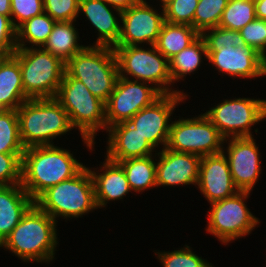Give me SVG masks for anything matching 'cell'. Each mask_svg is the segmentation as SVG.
<instances>
[{"instance_id": "obj_1", "label": "cell", "mask_w": 266, "mask_h": 267, "mask_svg": "<svg viewBox=\"0 0 266 267\" xmlns=\"http://www.w3.org/2000/svg\"><path fill=\"white\" fill-rule=\"evenodd\" d=\"M57 224L34 203L0 244V249L9 251L24 264L53 263L60 240Z\"/></svg>"}, {"instance_id": "obj_2", "label": "cell", "mask_w": 266, "mask_h": 267, "mask_svg": "<svg viewBox=\"0 0 266 267\" xmlns=\"http://www.w3.org/2000/svg\"><path fill=\"white\" fill-rule=\"evenodd\" d=\"M79 161L73 151L57 144L25 148L21 186L35 201L49 187L74 177L85 166Z\"/></svg>"}, {"instance_id": "obj_3", "label": "cell", "mask_w": 266, "mask_h": 267, "mask_svg": "<svg viewBox=\"0 0 266 267\" xmlns=\"http://www.w3.org/2000/svg\"><path fill=\"white\" fill-rule=\"evenodd\" d=\"M55 99L68 113L70 123L78 130L90 152L95 151L97 133L107 132L105 103L95 97L78 79L66 71Z\"/></svg>"}, {"instance_id": "obj_4", "label": "cell", "mask_w": 266, "mask_h": 267, "mask_svg": "<svg viewBox=\"0 0 266 267\" xmlns=\"http://www.w3.org/2000/svg\"><path fill=\"white\" fill-rule=\"evenodd\" d=\"M20 139L25 148L54 145L75 130L68 113L55 98L28 99L17 108Z\"/></svg>"}, {"instance_id": "obj_5", "label": "cell", "mask_w": 266, "mask_h": 267, "mask_svg": "<svg viewBox=\"0 0 266 267\" xmlns=\"http://www.w3.org/2000/svg\"><path fill=\"white\" fill-rule=\"evenodd\" d=\"M34 203L57 223L60 218L65 222L73 218L78 220L97 210L88 166L85 165L74 177L49 187Z\"/></svg>"}, {"instance_id": "obj_6", "label": "cell", "mask_w": 266, "mask_h": 267, "mask_svg": "<svg viewBox=\"0 0 266 267\" xmlns=\"http://www.w3.org/2000/svg\"><path fill=\"white\" fill-rule=\"evenodd\" d=\"M113 49L120 77L149 83L162 94H186L190 98L184 90L174 88L169 60L155 45L114 46Z\"/></svg>"}, {"instance_id": "obj_7", "label": "cell", "mask_w": 266, "mask_h": 267, "mask_svg": "<svg viewBox=\"0 0 266 267\" xmlns=\"http://www.w3.org/2000/svg\"><path fill=\"white\" fill-rule=\"evenodd\" d=\"M90 44L66 63V72L106 104L119 77L116 56L113 47Z\"/></svg>"}, {"instance_id": "obj_8", "label": "cell", "mask_w": 266, "mask_h": 267, "mask_svg": "<svg viewBox=\"0 0 266 267\" xmlns=\"http://www.w3.org/2000/svg\"><path fill=\"white\" fill-rule=\"evenodd\" d=\"M13 55L20 64L22 85L28 99L55 98L66 64L42 47L17 48Z\"/></svg>"}, {"instance_id": "obj_9", "label": "cell", "mask_w": 266, "mask_h": 267, "mask_svg": "<svg viewBox=\"0 0 266 267\" xmlns=\"http://www.w3.org/2000/svg\"><path fill=\"white\" fill-rule=\"evenodd\" d=\"M251 191H238L235 195L209 204L205 231L223 245L231 244L250 235L261 221L247 207Z\"/></svg>"}, {"instance_id": "obj_10", "label": "cell", "mask_w": 266, "mask_h": 267, "mask_svg": "<svg viewBox=\"0 0 266 267\" xmlns=\"http://www.w3.org/2000/svg\"><path fill=\"white\" fill-rule=\"evenodd\" d=\"M220 134L231 137H253V126L266 121V99L238 97L224 99L204 113Z\"/></svg>"}, {"instance_id": "obj_11", "label": "cell", "mask_w": 266, "mask_h": 267, "mask_svg": "<svg viewBox=\"0 0 266 267\" xmlns=\"http://www.w3.org/2000/svg\"><path fill=\"white\" fill-rule=\"evenodd\" d=\"M171 122L166 148L200 157L221 153L225 138L201 112L198 116L180 117Z\"/></svg>"}, {"instance_id": "obj_12", "label": "cell", "mask_w": 266, "mask_h": 267, "mask_svg": "<svg viewBox=\"0 0 266 267\" xmlns=\"http://www.w3.org/2000/svg\"><path fill=\"white\" fill-rule=\"evenodd\" d=\"M189 99L186 94H163L153 104L137 112L128 123L156 149L166 147L176 107ZM160 147V148H159Z\"/></svg>"}, {"instance_id": "obj_13", "label": "cell", "mask_w": 266, "mask_h": 267, "mask_svg": "<svg viewBox=\"0 0 266 267\" xmlns=\"http://www.w3.org/2000/svg\"><path fill=\"white\" fill-rule=\"evenodd\" d=\"M163 94L149 83L118 77L114 91L105 104L107 129L128 122L141 109L150 106Z\"/></svg>"}, {"instance_id": "obj_14", "label": "cell", "mask_w": 266, "mask_h": 267, "mask_svg": "<svg viewBox=\"0 0 266 267\" xmlns=\"http://www.w3.org/2000/svg\"><path fill=\"white\" fill-rule=\"evenodd\" d=\"M148 1L140 0L134 6L122 11L121 34L115 46H148L156 43L165 22L164 10L161 3L157 9L154 4H150L152 0Z\"/></svg>"}, {"instance_id": "obj_15", "label": "cell", "mask_w": 266, "mask_h": 267, "mask_svg": "<svg viewBox=\"0 0 266 267\" xmlns=\"http://www.w3.org/2000/svg\"><path fill=\"white\" fill-rule=\"evenodd\" d=\"M253 137L226 138L222 152L227 158L234 185L239 191H251L262 174V156ZM227 144V145H226Z\"/></svg>"}, {"instance_id": "obj_16", "label": "cell", "mask_w": 266, "mask_h": 267, "mask_svg": "<svg viewBox=\"0 0 266 267\" xmlns=\"http://www.w3.org/2000/svg\"><path fill=\"white\" fill-rule=\"evenodd\" d=\"M207 54L209 63L206 64H211L219 72L218 75L222 73L228 78L241 80L266 76V60L248 45L227 46L221 50L207 51Z\"/></svg>"}, {"instance_id": "obj_17", "label": "cell", "mask_w": 266, "mask_h": 267, "mask_svg": "<svg viewBox=\"0 0 266 267\" xmlns=\"http://www.w3.org/2000/svg\"><path fill=\"white\" fill-rule=\"evenodd\" d=\"M201 157L195 154L175 152L166 147L156 152L157 188H178L187 185L197 187ZM186 185V186H185ZM170 186V187H169Z\"/></svg>"}, {"instance_id": "obj_18", "label": "cell", "mask_w": 266, "mask_h": 267, "mask_svg": "<svg viewBox=\"0 0 266 267\" xmlns=\"http://www.w3.org/2000/svg\"><path fill=\"white\" fill-rule=\"evenodd\" d=\"M209 204L235 195L229 164L223 152L201 157L197 187Z\"/></svg>"}, {"instance_id": "obj_19", "label": "cell", "mask_w": 266, "mask_h": 267, "mask_svg": "<svg viewBox=\"0 0 266 267\" xmlns=\"http://www.w3.org/2000/svg\"><path fill=\"white\" fill-rule=\"evenodd\" d=\"M99 167H88L93 178L95 202L97 209L107 208V204L115 201H123L129 192H133L129 186L123 167L106 156ZM101 165V166H100ZM98 169V170H97Z\"/></svg>"}, {"instance_id": "obj_20", "label": "cell", "mask_w": 266, "mask_h": 267, "mask_svg": "<svg viewBox=\"0 0 266 267\" xmlns=\"http://www.w3.org/2000/svg\"><path fill=\"white\" fill-rule=\"evenodd\" d=\"M106 154L104 155L114 162L129 158H143L156 155L155 149L146 138L128 122L117 123L107 129ZM155 152V153H154Z\"/></svg>"}, {"instance_id": "obj_21", "label": "cell", "mask_w": 266, "mask_h": 267, "mask_svg": "<svg viewBox=\"0 0 266 267\" xmlns=\"http://www.w3.org/2000/svg\"><path fill=\"white\" fill-rule=\"evenodd\" d=\"M83 13V14H82ZM121 11L102 0H80L79 16H84L97 33L92 45L114 47L121 34Z\"/></svg>"}, {"instance_id": "obj_22", "label": "cell", "mask_w": 266, "mask_h": 267, "mask_svg": "<svg viewBox=\"0 0 266 267\" xmlns=\"http://www.w3.org/2000/svg\"><path fill=\"white\" fill-rule=\"evenodd\" d=\"M33 204L21 184L0 186V244Z\"/></svg>"}, {"instance_id": "obj_23", "label": "cell", "mask_w": 266, "mask_h": 267, "mask_svg": "<svg viewBox=\"0 0 266 267\" xmlns=\"http://www.w3.org/2000/svg\"><path fill=\"white\" fill-rule=\"evenodd\" d=\"M26 100L19 61L10 55L0 66V110H17Z\"/></svg>"}, {"instance_id": "obj_24", "label": "cell", "mask_w": 266, "mask_h": 267, "mask_svg": "<svg viewBox=\"0 0 266 267\" xmlns=\"http://www.w3.org/2000/svg\"><path fill=\"white\" fill-rule=\"evenodd\" d=\"M75 25H77L76 21L56 22L42 47L52 55L59 57L65 64L86 46L83 41L81 42Z\"/></svg>"}, {"instance_id": "obj_25", "label": "cell", "mask_w": 266, "mask_h": 267, "mask_svg": "<svg viewBox=\"0 0 266 267\" xmlns=\"http://www.w3.org/2000/svg\"><path fill=\"white\" fill-rule=\"evenodd\" d=\"M207 57L206 43L200 35L191 45L169 60V71L173 85L175 86L179 81H185L187 75L197 73L196 71L201 68V64H204L203 61L208 60Z\"/></svg>"}, {"instance_id": "obj_26", "label": "cell", "mask_w": 266, "mask_h": 267, "mask_svg": "<svg viewBox=\"0 0 266 267\" xmlns=\"http://www.w3.org/2000/svg\"><path fill=\"white\" fill-rule=\"evenodd\" d=\"M199 36L200 34L191 25L164 22L154 45L165 58L170 60Z\"/></svg>"}, {"instance_id": "obj_27", "label": "cell", "mask_w": 266, "mask_h": 267, "mask_svg": "<svg viewBox=\"0 0 266 267\" xmlns=\"http://www.w3.org/2000/svg\"><path fill=\"white\" fill-rule=\"evenodd\" d=\"M118 163L123 167L133 193L142 194L145 190L157 188L156 155L129 158Z\"/></svg>"}, {"instance_id": "obj_28", "label": "cell", "mask_w": 266, "mask_h": 267, "mask_svg": "<svg viewBox=\"0 0 266 267\" xmlns=\"http://www.w3.org/2000/svg\"><path fill=\"white\" fill-rule=\"evenodd\" d=\"M55 23L45 12L25 21L16 29L17 48L43 47Z\"/></svg>"}, {"instance_id": "obj_29", "label": "cell", "mask_w": 266, "mask_h": 267, "mask_svg": "<svg viewBox=\"0 0 266 267\" xmlns=\"http://www.w3.org/2000/svg\"><path fill=\"white\" fill-rule=\"evenodd\" d=\"M255 18L254 0H229L218 26L239 31Z\"/></svg>"}, {"instance_id": "obj_30", "label": "cell", "mask_w": 266, "mask_h": 267, "mask_svg": "<svg viewBox=\"0 0 266 267\" xmlns=\"http://www.w3.org/2000/svg\"><path fill=\"white\" fill-rule=\"evenodd\" d=\"M17 110H0V153H24Z\"/></svg>"}, {"instance_id": "obj_31", "label": "cell", "mask_w": 266, "mask_h": 267, "mask_svg": "<svg viewBox=\"0 0 266 267\" xmlns=\"http://www.w3.org/2000/svg\"><path fill=\"white\" fill-rule=\"evenodd\" d=\"M193 248L186 244L178 250H153L162 267H215L202 256L197 255Z\"/></svg>"}, {"instance_id": "obj_32", "label": "cell", "mask_w": 266, "mask_h": 267, "mask_svg": "<svg viewBox=\"0 0 266 267\" xmlns=\"http://www.w3.org/2000/svg\"><path fill=\"white\" fill-rule=\"evenodd\" d=\"M228 1L199 0L193 19V28L201 35L205 30L217 27Z\"/></svg>"}, {"instance_id": "obj_33", "label": "cell", "mask_w": 266, "mask_h": 267, "mask_svg": "<svg viewBox=\"0 0 266 267\" xmlns=\"http://www.w3.org/2000/svg\"><path fill=\"white\" fill-rule=\"evenodd\" d=\"M199 0H165L162 4L165 22L188 24L193 27V19Z\"/></svg>"}, {"instance_id": "obj_34", "label": "cell", "mask_w": 266, "mask_h": 267, "mask_svg": "<svg viewBox=\"0 0 266 267\" xmlns=\"http://www.w3.org/2000/svg\"><path fill=\"white\" fill-rule=\"evenodd\" d=\"M201 36L205 40L207 51L221 50L227 46L235 48L246 45L239 31L219 26L205 30Z\"/></svg>"}, {"instance_id": "obj_35", "label": "cell", "mask_w": 266, "mask_h": 267, "mask_svg": "<svg viewBox=\"0 0 266 267\" xmlns=\"http://www.w3.org/2000/svg\"><path fill=\"white\" fill-rule=\"evenodd\" d=\"M246 45L266 60V20L255 18L239 30Z\"/></svg>"}, {"instance_id": "obj_36", "label": "cell", "mask_w": 266, "mask_h": 267, "mask_svg": "<svg viewBox=\"0 0 266 267\" xmlns=\"http://www.w3.org/2000/svg\"><path fill=\"white\" fill-rule=\"evenodd\" d=\"M23 153H0V186L21 184Z\"/></svg>"}, {"instance_id": "obj_37", "label": "cell", "mask_w": 266, "mask_h": 267, "mask_svg": "<svg viewBox=\"0 0 266 267\" xmlns=\"http://www.w3.org/2000/svg\"><path fill=\"white\" fill-rule=\"evenodd\" d=\"M44 12L53 20L77 21L80 0H43Z\"/></svg>"}, {"instance_id": "obj_38", "label": "cell", "mask_w": 266, "mask_h": 267, "mask_svg": "<svg viewBox=\"0 0 266 267\" xmlns=\"http://www.w3.org/2000/svg\"><path fill=\"white\" fill-rule=\"evenodd\" d=\"M11 20L17 29L22 23L44 12L43 0H10Z\"/></svg>"}, {"instance_id": "obj_39", "label": "cell", "mask_w": 266, "mask_h": 267, "mask_svg": "<svg viewBox=\"0 0 266 267\" xmlns=\"http://www.w3.org/2000/svg\"><path fill=\"white\" fill-rule=\"evenodd\" d=\"M16 49V28L11 17L0 14V50L10 56Z\"/></svg>"}, {"instance_id": "obj_40", "label": "cell", "mask_w": 266, "mask_h": 267, "mask_svg": "<svg viewBox=\"0 0 266 267\" xmlns=\"http://www.w3.org/2000/svg\"><path fill=\"white\" fill-rule=\"evenodd\" d=\"M102 1L122 12L129 9L131 6H134L140 0H102Z\"/></svg>"}, {"instance_id": "obj_41", "label": "cell", "mask_w": 266, "mask_h": 267, "mask_svg": "<svg viewBox=\"0 0 266 267\" xmlns=\"http://www.w3.org/2000/svg\"><path fill=\"white\" fill-rule=\"evenodd\" d=\"M254 3L256 18L266 20V0H254Z\"/></svg>"}, {"instance_id": "obj_42", "label": "cell", "mask_w": 266, "mask_h": 267, "mask_svg": "<svg viewBox=\"0 0 266 267\" xmlns=\"http://www.w3.org/2000/svg\"><path fill=\"white\" fill-rule=\"evenodd\" d=\"M0 14L11 17V1L0 0Z\"/></svg>"}, {"instance_id": "obj_43", "label": "cell", "mask_w": 266, "mask_h": 267, "mask_svg": "<svg viewBox=\"0 0 266 267\" xmlns=\"http://www.w3.org/2000/svg\"><path fill=\"white\" fill-rule=\"evenodd\" d=\"M8 56H9L8 54H6L4 51L0 50V66Z\"/></svg>"}, {"instance_id": "obj_44", "label": "cell", "mask_w": 266, "mask_h": 267, "mask_svg": "<svg viewBox=\"0 0 266 267\" xmlns=\"http://www.w3.org/2000/svg\"><path fill=\"white\" fill-rule=\"evenodd\" d=\"M158 0H156L157 2ZM165 0H159L157 3H163Z\"/></svg>"}]
</instances>
